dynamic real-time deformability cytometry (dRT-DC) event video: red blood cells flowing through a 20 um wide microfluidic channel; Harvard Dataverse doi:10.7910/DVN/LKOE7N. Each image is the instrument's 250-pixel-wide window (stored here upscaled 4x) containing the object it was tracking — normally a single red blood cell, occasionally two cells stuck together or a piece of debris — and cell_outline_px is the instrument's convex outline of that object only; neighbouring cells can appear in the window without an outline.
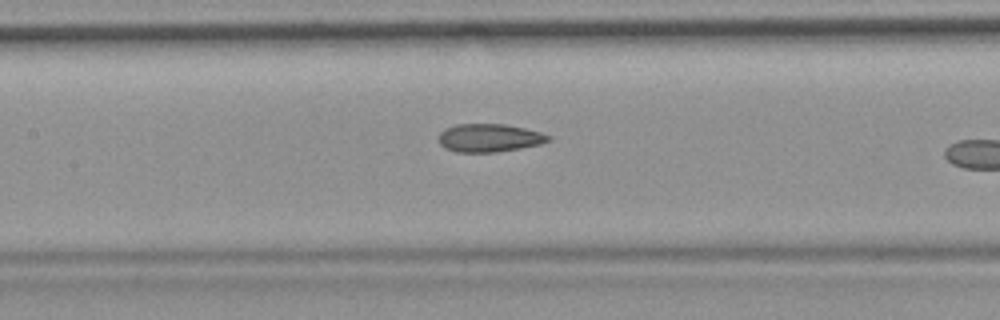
{"species": "common noctule bat (a hibernating species)", "species_latin": "Nyctalus noctula", "temperature_condition": "room temperature", "stored_images_in_passage": 9, "camera_frame_rate_fps": 3000, "um_per_image_px": 0.085, "animal": {"sex": "female", "body_mass_g": 19.9}, "frame": {"image": 1, "passage_image": 8, "time_ms": 9.333, "image_size_px": [1000, 320], "cell_outline_px": [[552, 140], [540, 144], [520, 148], [496, 152], [456, 152], [444, 148], [440, 144], [440, 132], [444, 128], [456, 124], [504, 124], [524, 128], [540, 132], [552, 136]], "centroid_in_image_um": [41.6, 11.72], "position_along_channel_um": 165.8, "area_um2": 18.03}}